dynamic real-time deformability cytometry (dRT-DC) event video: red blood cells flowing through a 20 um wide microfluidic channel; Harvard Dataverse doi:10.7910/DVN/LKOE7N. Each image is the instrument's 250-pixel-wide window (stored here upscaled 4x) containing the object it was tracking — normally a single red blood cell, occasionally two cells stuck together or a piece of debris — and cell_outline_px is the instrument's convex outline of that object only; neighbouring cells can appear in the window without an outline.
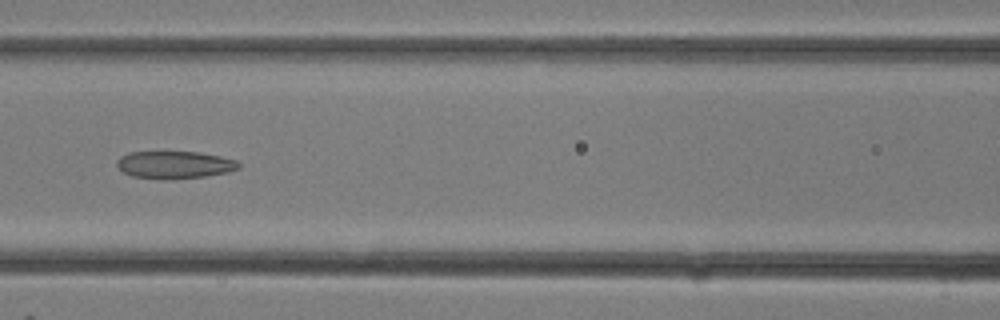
{"species": "common noctule bat (a hibernating species)", "species_latin": "Nyctalus noctula", "temperature_condition": "room temperature", "stored_images_in_passage": 26, "camera_frame_rate_fps": 3000, "um_per_image_px": 0.085, "animal": {"sex": "female"}, "frame": {"image": 1, "passage_image": 11, "time_ms": 3.333, "image_size_px": [1000, 320], "cell_outline_px": [[240, 168], [228, 172], [204, 176], [164, 180], [132, 176], [124, 172], [116, 164], [116, 160], [120, 156], [128, 152], [200, 152], [220, 156], [236, 160], [240, 164]], "centroid_in_image_um": [14.83, 14.0], "position_along_channel_um": 151.8, "area_um2": 19.54}}
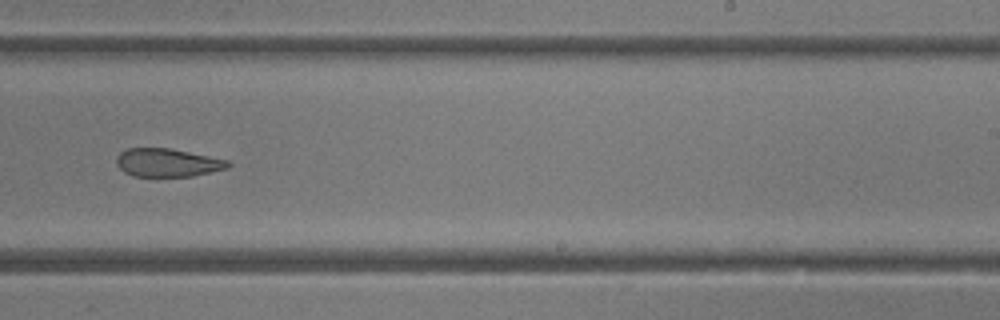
{"frame": {"image": 2, "passage_image": 16, "time_ms": 5.0, "image_size_px": [1000, 320], "cell_outline_px": [[232, 164], [228, 168], [212, 172], [192, 176], [132, 176], [124, 172], [116, 164], [116, 156], [120, 152], [128, 148], [172, 148], [228, 160]], "centroid_in_image_um": [14.24, 13.82], "position_along_channel_um": 274.8, "area_um2": 18.5}}
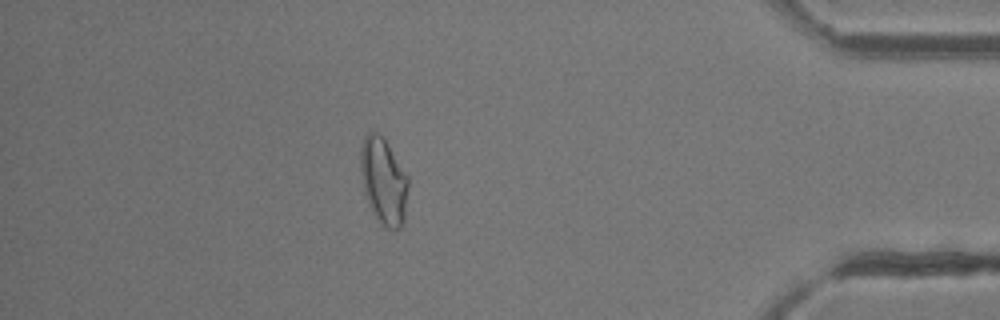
{"frame": {"image": 3, "passage_image": 23, "time_ms": 7.333, "image_size_px": [1000, 320], "cell_outline_px": [[408, 188], [404, 220], [400, 228], [384, 228], [380, 224], [372, 212], [364, 192], [360, 168], [360, 148], [364, 136], [368, 132], [376, 132], [384, 136], [408, 176]], "centroid_in_image_um": [32.6, 15.36], "position_along_channel_um": 402.6, "area_um2": 24.33}}